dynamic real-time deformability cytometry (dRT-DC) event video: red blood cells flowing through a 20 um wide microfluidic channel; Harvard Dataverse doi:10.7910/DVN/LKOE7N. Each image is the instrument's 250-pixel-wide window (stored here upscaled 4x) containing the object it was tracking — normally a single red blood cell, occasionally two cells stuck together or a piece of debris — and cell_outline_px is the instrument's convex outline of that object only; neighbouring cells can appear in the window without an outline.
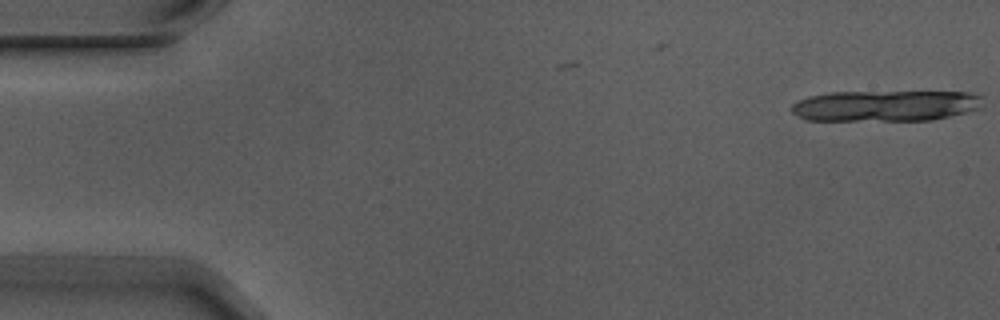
{"species": "Egyptian fruit bat (a non-hibernating species)", "species_latin": "Rousettus aegyptiacus", "temperature_condition": "warm", "stored_images_in_passage": 2, "camera_frame_rate_fps": 3000, "um_per_image_px": 0.085, "animal": {"sex": "male"}, "frame": {"image": 1, "passage_image": 2, "time_ms": 0.333, "image_size_px": [1000, 320], "cell_outline_px": [[984, 108], [932, 120], [804, 120], [792, 112], [792, 104], [808, 96], [828, 92], [972, 92], [984, 96]], "centroid_in_image_um": [75.34, 8.98], "position_along_channel_um": 9.7, "area_um2": 34.85}}